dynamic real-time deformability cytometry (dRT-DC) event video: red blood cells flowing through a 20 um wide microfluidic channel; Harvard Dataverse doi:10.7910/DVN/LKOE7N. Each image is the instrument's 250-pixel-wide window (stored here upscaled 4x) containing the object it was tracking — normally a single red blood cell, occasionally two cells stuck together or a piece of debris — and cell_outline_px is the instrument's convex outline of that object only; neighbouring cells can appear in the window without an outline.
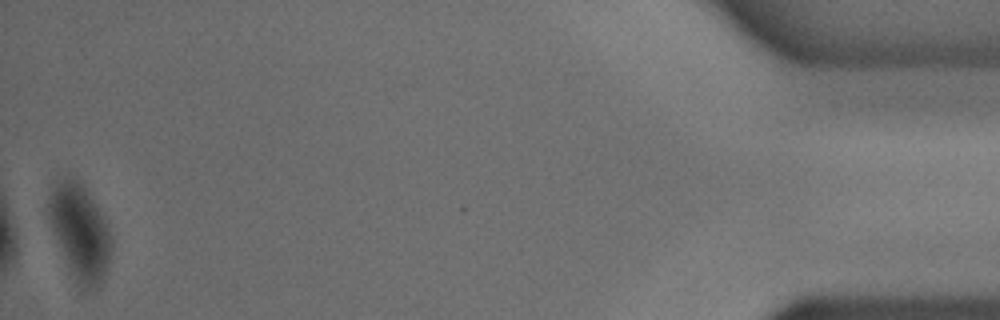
{"species": "common noctule bat (a hibernating species)", "species_latin": "Nyctalus noctula", "temperature_condition": "cold", "stored_images_in_passage": 50, "camera_frame_rate_fps": 3000, "um_per_image_px": 0.085, "animal": {"sex": "male", "body_mass_g": 18.8}, "frame": {"image": 1, "passage_image": 50, "time_ms": 16.333, "image_size_px": [1000, 320], "cell_outline_px": [[112, 252], [104, 280], [100, 288], [84, 292], [80, 288], [72, 276], [52, 232], [44, 208], [48, 196], [52, 188], [68, 172], [84, 184], [104, 216], [108, 224], [112, 236]], "centroid_in_image_um": [6.79, 19.71], "position_along_channel_um": 428.4, "area_um2": 36.53}}